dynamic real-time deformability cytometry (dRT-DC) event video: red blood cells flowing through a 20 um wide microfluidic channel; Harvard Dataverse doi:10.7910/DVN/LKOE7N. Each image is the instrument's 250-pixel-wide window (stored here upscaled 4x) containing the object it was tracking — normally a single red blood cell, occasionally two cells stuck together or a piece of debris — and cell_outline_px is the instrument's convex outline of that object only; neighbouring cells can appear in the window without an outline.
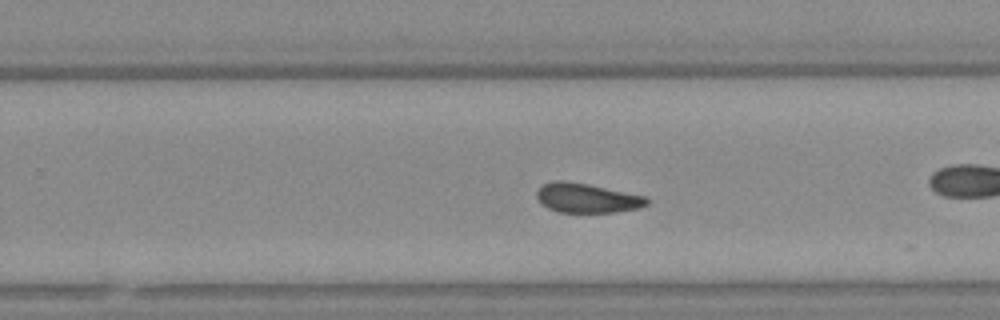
{"species": "Egyptian fruit bat (a non-hibernating species)", "species_latin": "Rousettus aegyptiacus", "temperature_condition": "warm", "stored_images_in_passage": 38, "camera_frame_rate_fps": 3000, "um_per_image_px": 0.085, "animal": {"sex": "female"}, "frame": {"image": 1, "passage_image": 17, "time_ms": 5.333, "image_size_px": [1000, 320], "cell_outline_px": [[648, 204], [640, 208], [616, 212], [556, 212], [540, 204], [536, 196], [536, 188], [540, 184], [556, 180], [564, 180], [588, 184], [644, 196], [648, 200]], "centroid_in_image_um": [49.81, 16.83], "position_along_channel_um": 280.0, "area_um2": 19.07}, "authors_computed_cell_mechanics": {"area_um2": 19.0162, "velocity_mm_per_s": 3.6679, "shape_relaxation_time_tau1_ms": 2.9055, "shape_relaxation_time_tau2_ms": 1.2683, "deformation_change_tau1": 0.0835, "deformation_change_tau2": 0.0691}}